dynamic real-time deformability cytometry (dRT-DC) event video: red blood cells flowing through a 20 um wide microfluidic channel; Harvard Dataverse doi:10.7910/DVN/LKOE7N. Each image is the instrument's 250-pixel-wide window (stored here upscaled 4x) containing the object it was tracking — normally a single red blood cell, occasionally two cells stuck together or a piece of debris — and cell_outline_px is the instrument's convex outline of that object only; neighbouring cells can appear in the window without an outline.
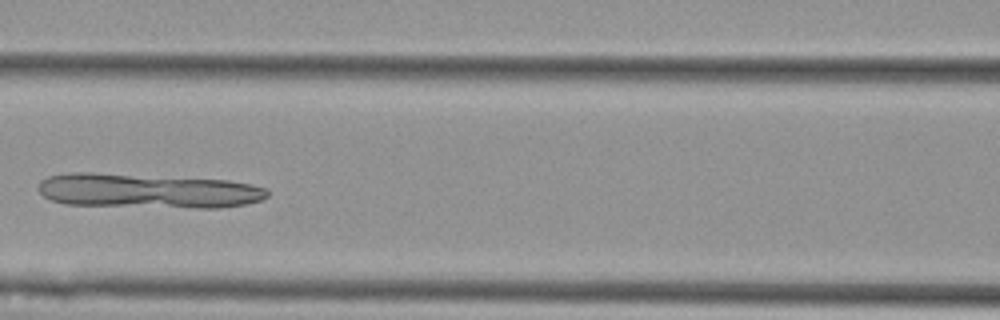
{"species": "Egyptian fruit bat (a non-hibernating species)", "species_latin": "Rousettus aegyptiacus", "temperature_condition": "cold", "stored_images_in_passage": 8, "camera_frame_rate_fps": 3000, "um_per_image_px": 0.085, "animal": {"sex": "female"}, "frame": {"image": 1, "passage_image": 5, "time_ms": 5.667, "image_size_px": [1000, 320], "cell_outline_px": [[268, 196], [264, 200], [244, 204], [220, 208], [196, 208], [64, 204], [52, 200], [44, 196], [36, 188], [40, 180], [48, 176], [72, 172], [92, 172], [228, 180], [252, 184], [268, 188]], "centroid_in_image_um": [12.57, 16.22], "position_along_channel_um": 154.0, "area_um2": 46.59}}
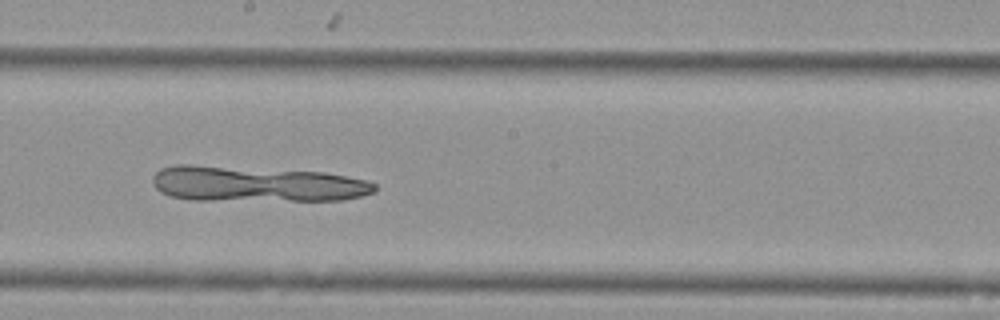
{"frame": {"image": 2, "passage_image": 7, "time_ms": 7.667, "image_size_px": [1000, 320], "cell_outline_px": [[376, 192], [360, 196], [340, 200], [192, 200], [172, 196], [160, 192], [152, 184], [152, 176], [160, 168], [176, 164], [192, 164], [324, 172], [368, 180], [376, 184]], "centroid_in_image_um": [21.76, 15.63], "position_along_channel_um": 226.4, "area_um2": 46.41}}
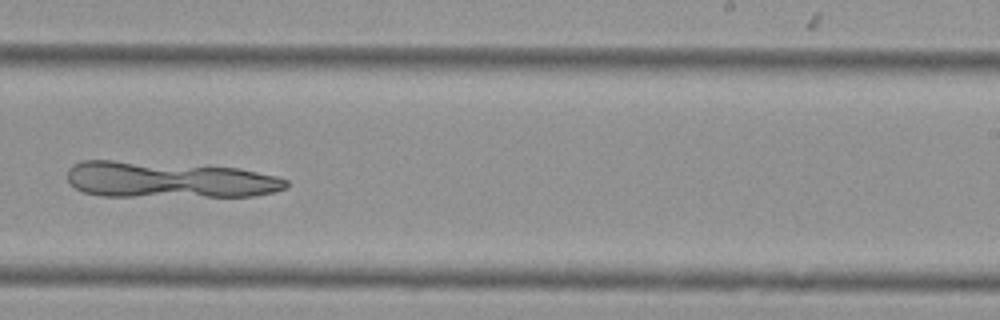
{"frame": {"image": 3, "passage_image": 8, "time_ms": 9.0, "image_size_px": [1000, 320], "cell_outline_px": [[288, 188], [276, 192], [256, 196], [100, 196], [84, 192], [76, 188], [68, 180], [68, 168], [72, 164], [80, 160], [112, 160], [208, 164], [240, 168], [276, 176], [288, 180]], "centroid_in_image_um": [14.41, 15.25], "position_along_channel_um": 274.6, "area_um2": 47.4}}